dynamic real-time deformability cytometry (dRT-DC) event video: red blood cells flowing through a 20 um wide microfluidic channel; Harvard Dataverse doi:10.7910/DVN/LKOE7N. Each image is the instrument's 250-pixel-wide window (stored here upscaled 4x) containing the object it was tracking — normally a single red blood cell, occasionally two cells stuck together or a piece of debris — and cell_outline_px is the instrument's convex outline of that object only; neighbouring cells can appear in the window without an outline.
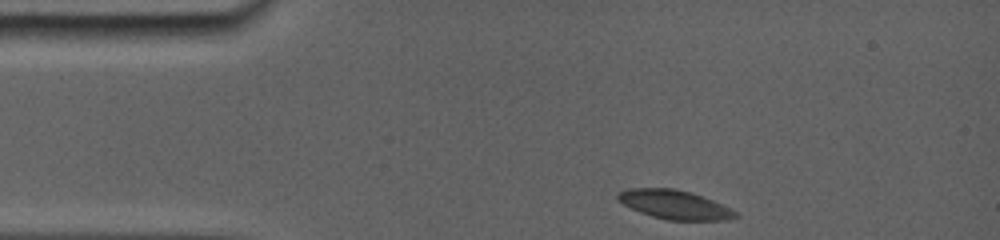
{"species": "common noctule bat (a hibernating species)", "species_latin": "Nyctalus noctula", "temperature_condition": "room temperature", "stored_images_in_passage": 61, "camera_frame_rate_fps": 5000, "um_per_image_px": 0.085, "animal": {"sex": "female", "body_mass_g": 19.0, "forearm_length_mm": 56.7}, "frame": {"image": 1, "passage_image": 1, "time_ms": 0.0, "image_size_px": [1000, 240], "cell_outline_px": [[740, 216], [728, 220], [668, 220], [652, 216], [640, 212], [616, 200], [616, 192], [628, 188], [676, 188], [692, 192], [732, 208]], "centroid_in_image_um": [57.34, 17.38], "position_along_channel_um": 27.7, "area_um2": 20.06}}
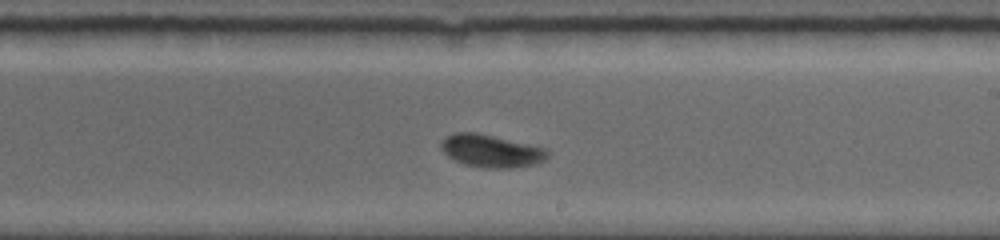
{"frame": {"image": 2, "passage_image": 35, "time_ms": 7.0, "image_size_px": [1000, 240], "cell_outline_px": [[548, 156], [544, 160], [536, 164], [512, 168], [484, 168], [464, 164], [448, 156], [440, 148], [440, 140], [444, 136], [456, 132], [476, 132], [544, 148], [548, 152]], "centroid_in_image_um": [41.69, 12.83], "position_along_channel_um": 247.3, "area_um2": 20.17}}
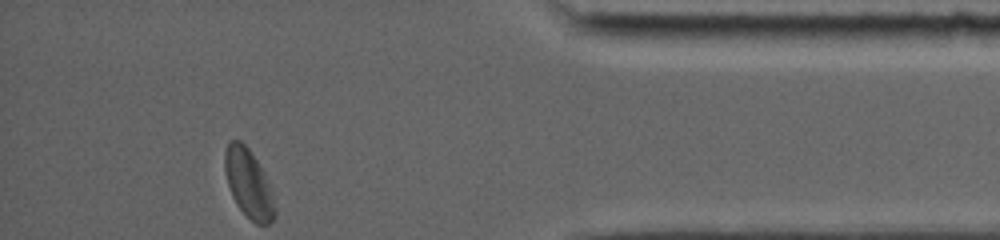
{"frame": {"image": 3, "passage_image": 61, "time_ms": 12.0, "image_size_px": [1000, 240], "cell_outline_px": [[276, 212], [272, 220], [268, 224], [256, 224], [236, 204], [232, 196], [228, 184], [224, 168], [224, 152], [228, 140], [240, 140], [248, 148], [256, 160], [272, 188], [276, 208]], "centroid_in_image_um": [21.13, 15.59], "position_along_channel_um": 414.1, "area_um2": 19.94}, "authors_computed_cell_mechanics": {"area_um2": 19.9988, "velocity_mm_per_s": 3.8248, "shape_relaxation_time_tau1_ms": 2.4479, "shape_relaxation_time_tau2_ms": 1.0393, "deformation_change_tau1": 0.1021, "deformation_change_tau2": 0.0339}}